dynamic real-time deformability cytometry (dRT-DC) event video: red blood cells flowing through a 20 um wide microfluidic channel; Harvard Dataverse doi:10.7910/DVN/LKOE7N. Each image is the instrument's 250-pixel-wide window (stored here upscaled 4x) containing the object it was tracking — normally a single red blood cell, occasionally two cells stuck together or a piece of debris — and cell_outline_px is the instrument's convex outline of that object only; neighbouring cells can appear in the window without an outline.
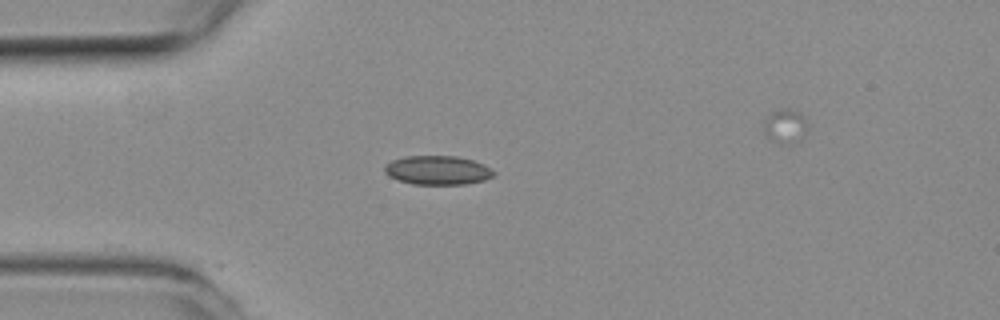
{"species": "common noctule bat (a hibernating species)", "species_latin": "Nyctalus noctula", "temperature_condition": "room temperature", "stored_images_in_passage": 36, "camera_frame_rate_fps": 3000, "um_per_image_px": 0.085, "animal": {"sex": "female", "body_mass_g": 19.3, "forearm_length_mm": 54.1}, "frame": {"image": 1, "passage_image": 1, "time_ms": 0.0, "image_size_px": [1000, 320], "cell_outline_px": [[496, 172], [492, 176], [484, 180], [468, 184], [412, 184], [388, 176], [384, 172], [384, 164], [392, 160], [404, 156], [456, 156], [472, 160], [484, 164]], "centroid_in_image_um": [37.18, 14.46], "position_along_channel_um": 47.8, "area_um2": 18.5}}
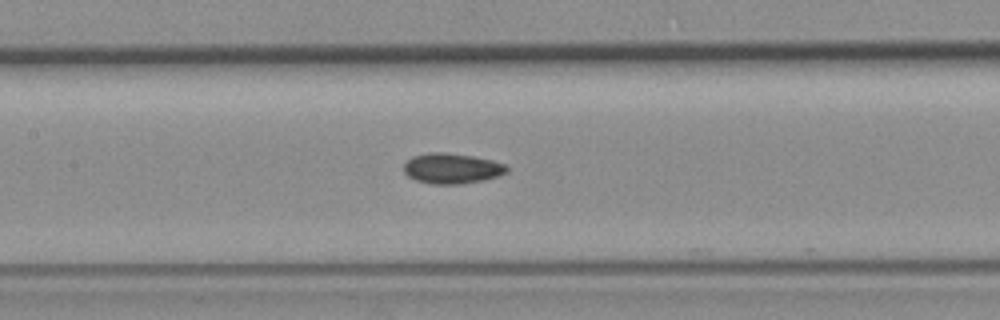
{"frame": {"image": 2, "passage_image": 11, "time_ms": 3.333, "image_size_px": [1000, 320], "cell_outline_px": [[508, 172], [500, 176], [484, 180], [460, 184], [432, 184], [416, 180], [408, 176], [404, 172], [404, 164], [412, 156], [428, 152], [444, 152], [472, 156], [492, 160], [504, 164], [508, 168]], "centroid_in_image_um": [38.42, 14.32], "position_along_channel_um": 169.0, "area_um2": 18.32}}
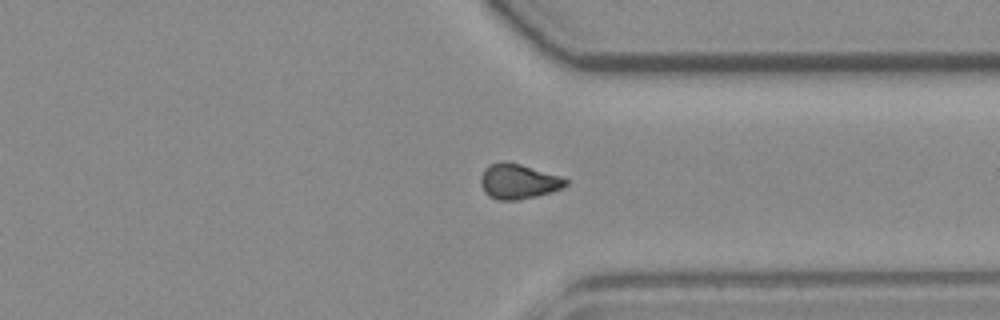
{"frame": {"image": 3, "passage_image": 26, "time_ms": 8.333, "image_size_px": [1000, 320], "cell_outline_px": [[568, 184], [552, 192], [536, 196], [516, 200], [496, 200], [488, 196], [484, 192], [480, 180], [480, 176], [484, 168], [488, 164], [504, 160], [520, 164], [560, 176], [568, 180]], "centroid_in_image_um": [44.01, 15.41], "position_along_channel_um": 367.4, "area_um2": 17.46}}